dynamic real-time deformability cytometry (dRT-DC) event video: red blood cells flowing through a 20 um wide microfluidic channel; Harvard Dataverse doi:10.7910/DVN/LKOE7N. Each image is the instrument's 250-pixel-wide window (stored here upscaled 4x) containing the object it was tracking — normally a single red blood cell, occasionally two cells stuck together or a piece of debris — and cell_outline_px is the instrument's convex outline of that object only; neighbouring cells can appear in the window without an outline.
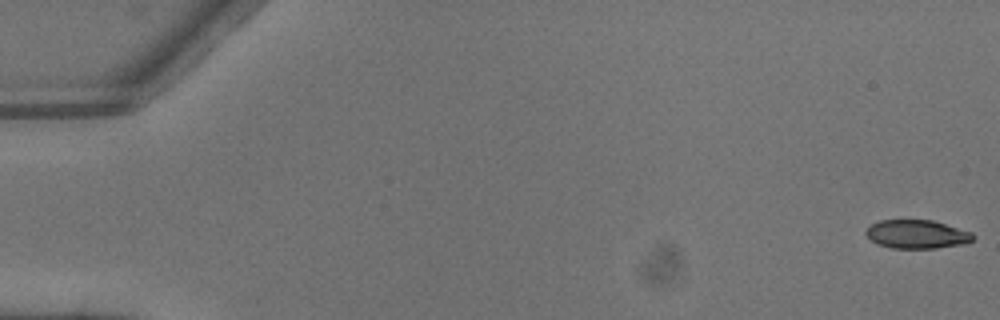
{"species": "common noctule bat (a hibernating species)", "species_latin": "Nyctalus noctula", "temperature_condition": "warm", "stored_images_in_passage": 4, "camera_frame_rate_fps": 3000, "um_per_image_px": 0.085, "animal": {"sex": "male", "body_mass_g": 13.3}, "frame": {"image": 1, "passage_image": 1, "time_ms": 0.0, "image_size_px": [1000, 320], "cell_outline_px": [[976, 236], [972, 240], [964, 244], [936, 248], [892, 248], [876, 244], [864, 232], [872, 224], [880, 220], [932, 220], [972, 232]], "centroid_in_image_um": [77.95, 19.91], "position_along_channel_um": 7.1, "area_um2": 17.8}}
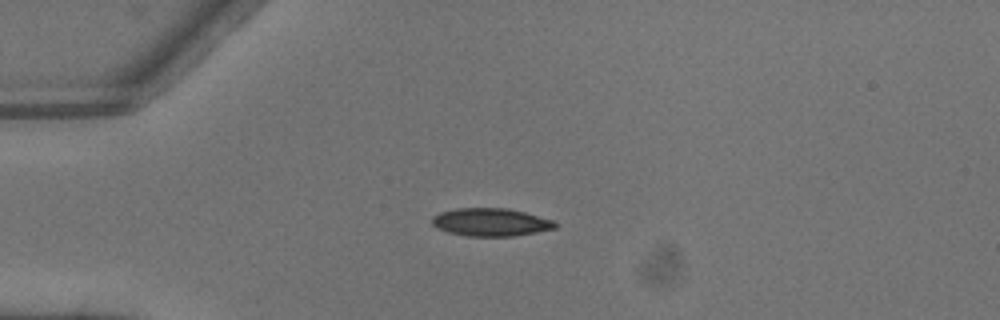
{"frame": {"image": 2, "passage_image": 4, "time_ms": 1.0, "image_size_px": [1000, 320], "cell_outline_px": [[556, 228], [536, 232], [512, 236], [468, 236], [448, 232], [436, 228], [432, 224], [432, 216], [440, 212], [456, 208], [508, 208], [524, 212], [552, 220], [556, 224]], "centroid_in_image_um": [41.67, 18.88], "position_along_channel_um": 43.3, "area_um2": 19.94}}